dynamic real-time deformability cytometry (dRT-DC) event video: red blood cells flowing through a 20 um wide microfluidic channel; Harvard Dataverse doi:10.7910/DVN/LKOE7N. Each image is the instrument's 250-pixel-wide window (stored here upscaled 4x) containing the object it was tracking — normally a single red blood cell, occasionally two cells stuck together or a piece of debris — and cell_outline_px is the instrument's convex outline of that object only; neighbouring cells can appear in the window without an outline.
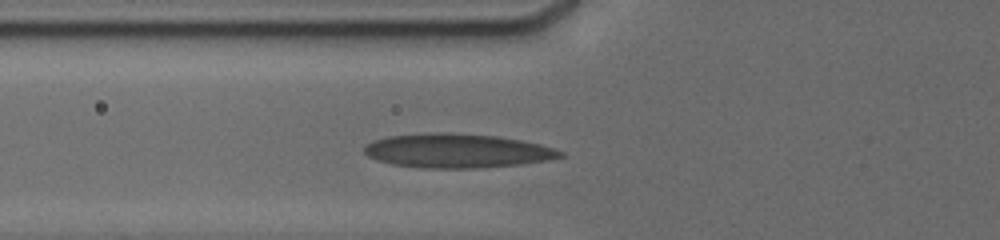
{"species": "human", "species_latin": "Homo sapiens", "temperature_condition": "cold", "stored_images_in_passage": 4, "camera_frame_rate_fps": 3000, "um_per_image_px": 0.085, "donor": {"sex": "male"}, "frame": {"image": 1, "passage_image": 4, "time_ms": 3.0, "image_size_px": [1000, 240], "cell_outline_px": [[564, 156], [552, 160], [520, 164], [476, 168], [424, 168], [392, 164], [376, 160], [368, 156], [364, 152], [364, 148], [368, 144], [376, 140], [388, 136], [496, 136], [520, 140], [540, 144], [564, 152]], "centroid_in_image_um": [38.94, 12.88], "position_along_channel_um": 86.9, "area_um2": 37.11}}